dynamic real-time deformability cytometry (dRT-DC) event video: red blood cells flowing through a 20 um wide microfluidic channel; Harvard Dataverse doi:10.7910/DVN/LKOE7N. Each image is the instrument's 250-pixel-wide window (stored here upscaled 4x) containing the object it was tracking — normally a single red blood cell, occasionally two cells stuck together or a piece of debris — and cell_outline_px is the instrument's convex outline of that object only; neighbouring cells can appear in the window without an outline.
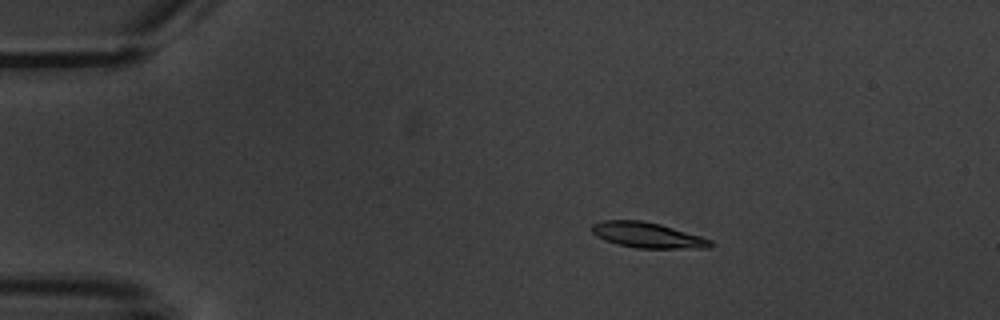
{"species": "common noctule bat (a hibernating species)", "species_latin": "Nyctalus noctula", "temperature_condition": "warm", "stored_images_in_passage": 6, "camera_frame_rate_fps": 3000, "um_per_image_px": 0.085, "animal": {"sex": "male", "body_mass_g": 20.1, "forearm_length_mm": 53.5}, "frame": {"image": 1, "passage_image": 3, "time_ms": 2.333, "image_size_px": [1000, 320], "cell_outline_px": [[716, 244], [708, 248], [636, 248], [616, 244], [604, 240], [596, 236], [592, 232], [592, 224], [604, 220], [640, 220], [660, 224], [700, 236], [712, 240]], "centroid_in_image_um": [55.04, 19.99], "position_along_channel_um": 30.0, "area_um2": 17.63}}
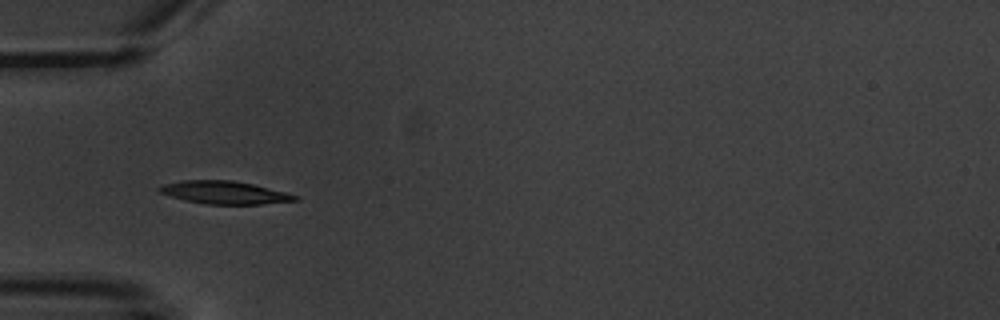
{"frame": {"image": 2, "passage_image": 5, "time_ms": 5.0, "image_size_px": [1000, 320], "cell_outline_px": [[300, 200], [260, 204], [204, 204], [184, 200], [160, 192], [156, 188], [164, 184], [184, 180], [232, 180], [252, 184], [300, 196]], "centroid_in_image_um": [19.09, 16.37], "position_along_channel_um": 65.9, "area_um2": 17.92}}